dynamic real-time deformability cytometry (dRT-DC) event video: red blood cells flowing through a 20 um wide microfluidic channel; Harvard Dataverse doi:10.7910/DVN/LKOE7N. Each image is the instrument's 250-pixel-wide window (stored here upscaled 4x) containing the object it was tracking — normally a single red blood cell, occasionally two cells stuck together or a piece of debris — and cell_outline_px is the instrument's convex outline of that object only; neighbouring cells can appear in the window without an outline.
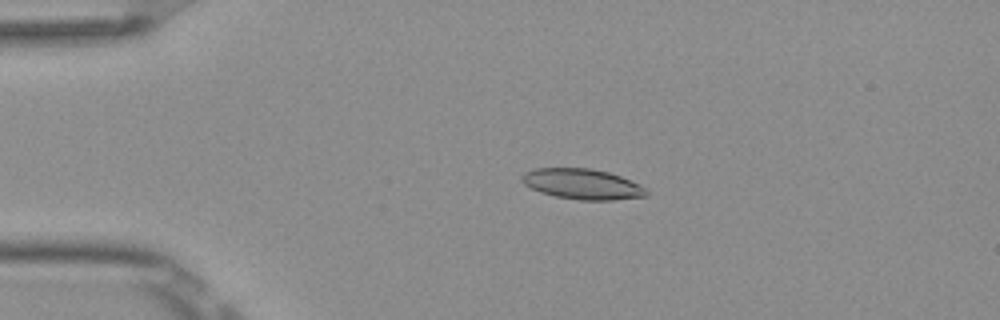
{"species": "Egyptian fruit bat (a non-hibernating species)", "species_latin": "Rousettus aegyptiacus", "temperature_condition": "room temperature", "stored_images_in_passage": 53, "camera_frame_rate_fps": 3000, "um_per_image_px": 0.085, "frame": {"image": 1, "passage_image": 12, "time_ms": 3.667, "image_size_px": [1000, 320], "cell_outline_px": [[648, 196], [612, 200], [580, 200], [556, 196], [540, 192], [524, 184], [520, 180], [520, 176], [524, 172], [536, 168], [592, 168], [608, 172], [620, 176], [640, 184], [648, 188]], "centroid_in_image_um": [49.51, 15.64], "position_along_channel_um": 35.5, "area_um2": 22.25}}
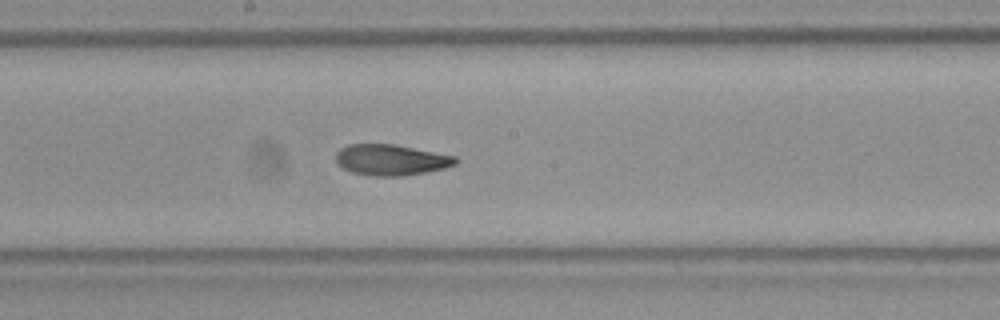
{"frame": {"image": 2, "passage_image": 29, "time_ms": 9.333, "image_size_px": [1000, 320], "cell_outline_px": [[460, 160], [456, 164], [444, 168], [424, 172], [400, 176], [372, 176], [352, 172], [336, 164], [336, 152], [340, 148], [348, 144], [396, 144], [456, 156]], "centroid_in_image_um": [33.23, 13.58], "position_along_channel_um": 215.0, "area_um2": 21.68}}
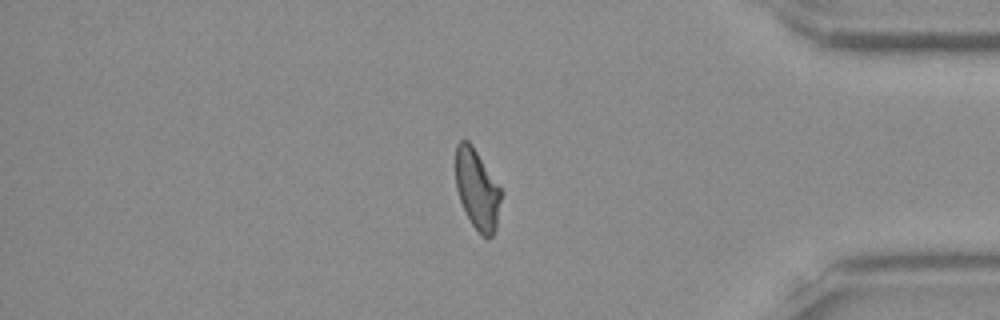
{"frame": {"image": 3, "passage_image": 45, "time_ms": 14.667, "image_size_px": [1000, 320], "cell_outline_px": [[500, 200], [496, 228], [492, 236], [488, 240], [472, 224], [460, 200], [456, 188], [456, 144], [460, 140], [468, 140], [472, 144], [500, 188]], "centroid_in_image_um": [40.54, 16.07], "position_along_channel_um": 394.7, "area_um2": 20.69}, "authors_computed_cell_mechanics": {"area_um2": 21.7906, "velocity_mm_per_s": 3.8781, "shape_relaxation_time_tau1_ms": null, "shape_relaxation_time_tau2_ms": 3.4401, "deformation_change_tau1": null, "deformation_change_tau2": 0.0932}}